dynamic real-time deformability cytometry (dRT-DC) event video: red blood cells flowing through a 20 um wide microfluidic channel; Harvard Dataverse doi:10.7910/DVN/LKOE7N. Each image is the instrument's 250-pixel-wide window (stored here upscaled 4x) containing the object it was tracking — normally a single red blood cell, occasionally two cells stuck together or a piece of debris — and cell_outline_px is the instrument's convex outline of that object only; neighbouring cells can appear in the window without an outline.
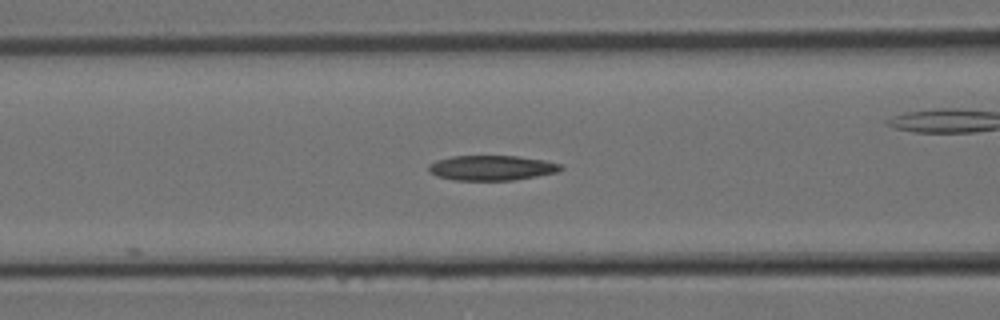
{"species": "Egyptian fruit bat (a non-hibernating species)", "species_latin": "Rousettus aegyptiacus", "temperature_condition": "room temperature", "stored_images_in_passage": 11, "camera_frame_rate_fps": 3000, "um_per_image_px": 0.085, "animal": {"sex": "female"}, "frame": {"image": 1, "passage_image": 6, "time_ms": 1.667, "image_size_px": [1000, 320], "cell_outline_px": [[564, 168], [560, 172], [512, 180], [456, 180], [436, 176], [428, 172], [428, 164], [436, 160], [452, 156], [516, 156], [544, 160], [564, 164]], "centroid_in_image_um": [41.81, 14.26], "position_along_channel_um": 124.8, "area_um2": 19.42}}
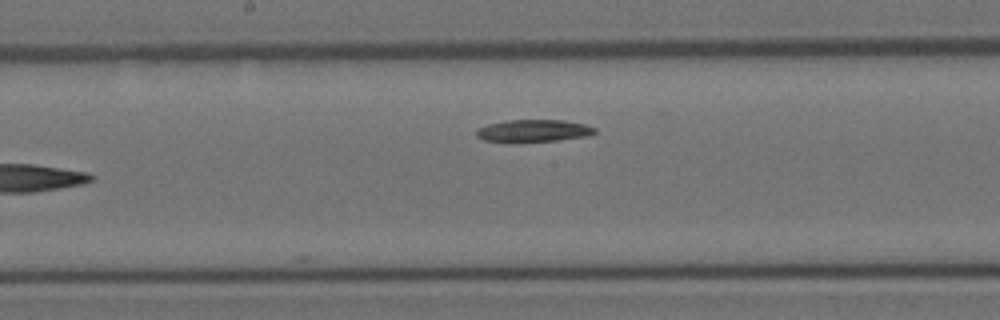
{"frame": {"image": 2, "passage_image": 11, "time_ms": 3.333, "image_size_px": [1000, 320], "cell_outline_px": [[596, 132], [588, 136], [556, 140], [512, 144], [508, 144], [484, 140], [476, 136], [476, 128], [488, 124], [504, 120], [564, 120], [584, 124], [596, 128]], "centroid_in_image_um": [45.26, 11.14], "position_along_channel_um": 202.9, "area_um2": 15.95}}